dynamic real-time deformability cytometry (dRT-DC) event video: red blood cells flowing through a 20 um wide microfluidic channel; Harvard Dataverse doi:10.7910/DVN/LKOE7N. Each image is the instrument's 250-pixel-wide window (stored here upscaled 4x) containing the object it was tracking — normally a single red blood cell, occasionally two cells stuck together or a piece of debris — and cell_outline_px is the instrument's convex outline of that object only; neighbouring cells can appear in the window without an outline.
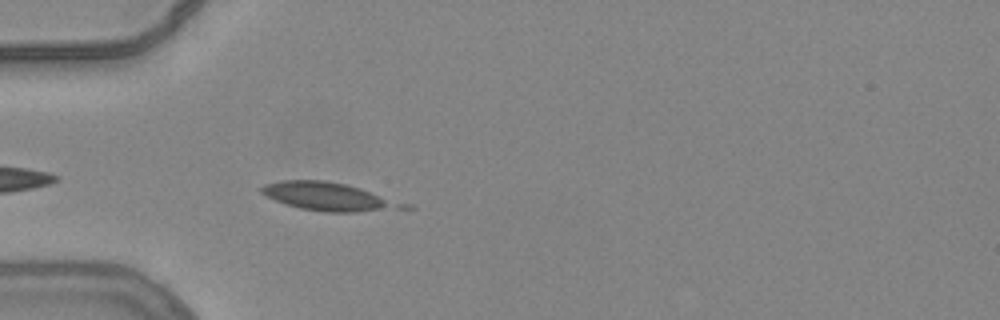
{"species": "common noctule bat (a hibernating species)", "species_latin": "Nyctalus noctula", "temperature_condition": "warm", "stored_images_in_passage": 8, "camera_frame_rate_fps": 3000, "um_per_image_px": 0.085, "animal": {"sex": "female", "body_mass_g": 24.6, "forearm_length_mm": 56.2}, "frame": {"image": 1, "passage_image": 3, "time_ms": 0.667, "image_size_px": [1000, 320], "cell_outline_px": [[416, 208], [356, 212], [324, 212], [300, 208], [284, 204], [264, 196], [260, 192], [260, 188], [264, 184], [280, 180], [324, 180], [344, 184], [360, 188], [412, 204]], "centroid_in_image_um": [27.99, 16.72], "position_along_channel_um": 57.0, "area_um2": 23.76}}